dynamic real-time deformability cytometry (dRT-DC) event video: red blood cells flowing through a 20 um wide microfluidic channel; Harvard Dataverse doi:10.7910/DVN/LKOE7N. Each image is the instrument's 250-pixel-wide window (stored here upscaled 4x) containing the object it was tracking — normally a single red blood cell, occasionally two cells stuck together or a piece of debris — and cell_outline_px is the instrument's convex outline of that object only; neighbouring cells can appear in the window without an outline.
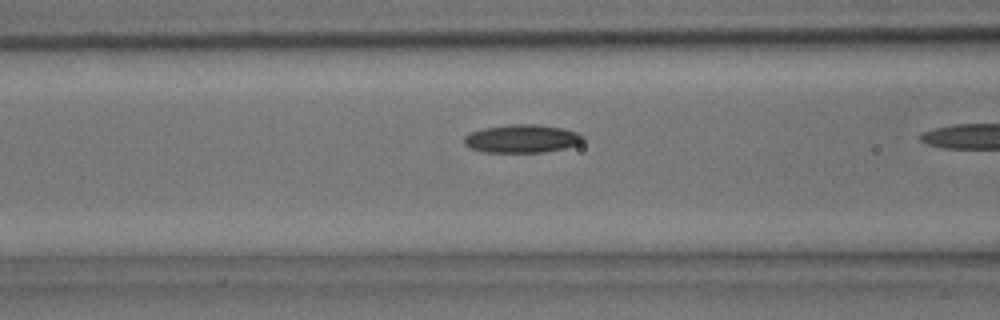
{"species": "common noctule bat (a hibernating species)", "species_latin": "Nyctalus noctula", "temperature_condition": "room temperature", "stored_images_in_passage": 15, "camera_frame_rate_fps": 3000, "um_per_image_px": 0.085, "animal": {"sex": "male", "body_mass_g": 15.6}, "frame": {"image": 1, "passage_image": 13, "time_ms": 4.0, "image_size_px": [1000, 320], "cell_outline_px": [[584, 140], [580, 144], [564, 148], [544, 152], [480, 152], [464, 144], [464, 136], [472, 132], [484, 128], [508, 124], [536, 124], [564, 128], [576, 132], [584, 136]], "centroid_in_image_um": [44.38, 11.78], "position_along_channel_um": 122.2, "area_um2": 19.59}}